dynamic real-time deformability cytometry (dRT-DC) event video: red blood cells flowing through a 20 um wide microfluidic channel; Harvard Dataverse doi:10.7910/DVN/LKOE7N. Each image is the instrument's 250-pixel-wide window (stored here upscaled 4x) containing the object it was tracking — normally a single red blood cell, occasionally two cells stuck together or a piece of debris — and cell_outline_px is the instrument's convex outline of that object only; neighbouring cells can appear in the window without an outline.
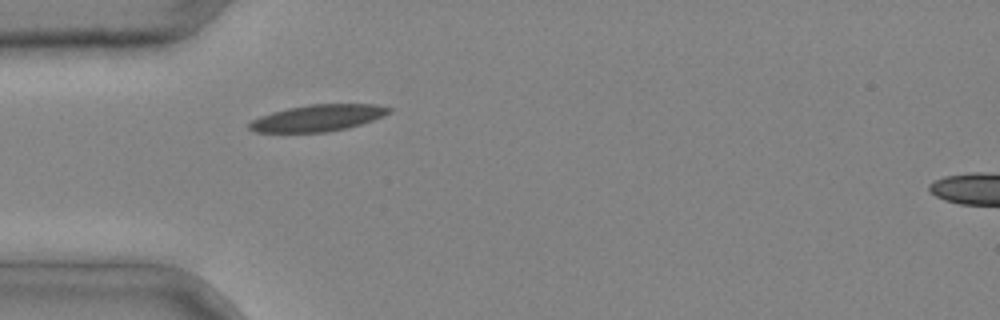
{"species": "common noctule bat (a hibernating species)", "species_latin": "Nyctalus noctula", "temperature_condition": "cold", "stored_images_in_passage": 1, "camera_frame_rate_fps": 3000, "um_per_image_px": 0.085, "animal": {"sex": "male", "body_mass_g": 20.4}, "frame": {"image": 1, "passage_image": 1, "time_ms": 0.0, "image_size_px": [1000, 320], "cell_outline_px": [[392, 112], [384, 116], [348, 128], [328, 132], [256, 132], [248, 128], [248, 124], [252, 120], [260, 116], [272, 112], [288, 108], [308, 104], [376, 104], [392, 108]], "centroid_in_image_um": [27.03, 10.02], "position_along_channel_um": 58.0, "area_um2": 21.68}}